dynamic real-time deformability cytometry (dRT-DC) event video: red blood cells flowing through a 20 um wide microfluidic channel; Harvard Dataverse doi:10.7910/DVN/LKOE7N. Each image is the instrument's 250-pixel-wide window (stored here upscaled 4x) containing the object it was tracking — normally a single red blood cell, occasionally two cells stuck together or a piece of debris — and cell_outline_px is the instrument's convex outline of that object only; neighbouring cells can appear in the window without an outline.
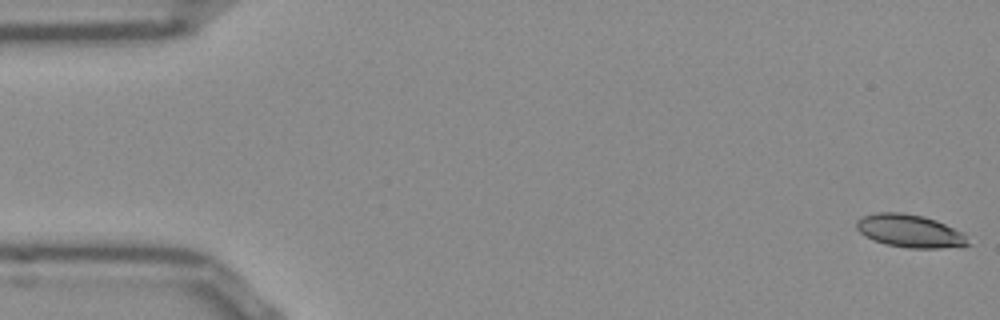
{"species": "Egyptian fruit bat (a non-hibernating species)", "species_latin": "Rousettus aegyptiacus", "temperature_condition": "room temperature", "stored_images_in_passage": 52, "camera_frame_rate_fps": 3000, "um_per_image_px": 0.085, "frame": {"image": 1, "passage_image": 1, "time_ms": 0.0, "image_size_px": [1000, 320], "cell_outline_px": [[968, 244], [940, 248], [908, 248], [888, 244], [872, 240], [864, 236], [856, 228], [856, 220], [864, 216], [876, 212], [900, 212], [924, 216], [936, 220], [960, 232], [964, 236]], "centroid_in_image_um": [77.24, 19.62], "position_along_channel_um": 7.8, "area_um2": 20.98}}
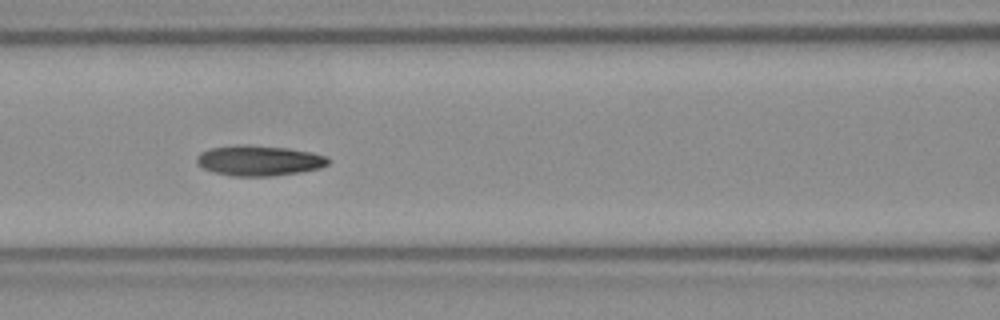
{"frame": {"image": 2, "passage_image": 22, "time_ms": 7.0, "image_size_px": [1000, 320], "cell_outline_px": [[332, 160], [328, 164], [320, 168], [300, 172], [272, 176], [232, 176], [212, 172], [196, 164], [196, 156], [200, 152], [208, 148], [288, 148], [312, 152], [324, 156]], "centroid_in_image_um": [22.04, 13.71], "position_along_channel_um": 144.6, "area_um2": 22.31}}
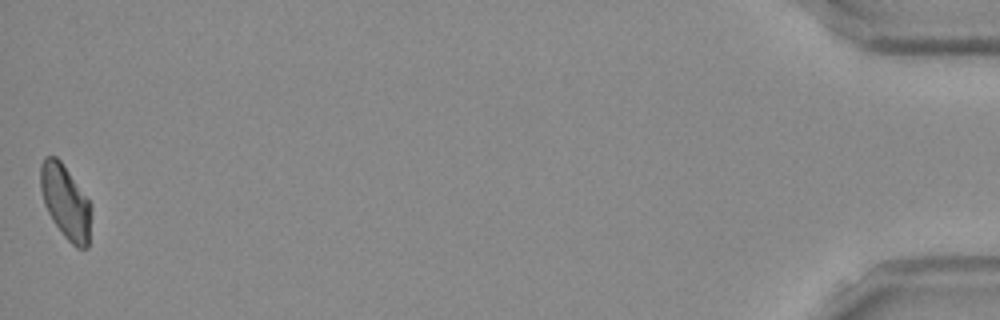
{"frame": {"image": 3, "passage_image": 52, "time_ms": 17.0, "image_size_px": [1000, 320], "cell_outline_px": [[88, 248], [76, 248], [64, 236], [52, 220], [44, 204], [40, 188], [40, 164], [44, 156], [56, 156], [60, 160], [88, 200]], "centroid_in_image_um": [5.49, 17.12], "position_along_channel_um": 429.7, "area_um2": 21.04}, "authors_computed_cell_mechanics": {"area_um2": 22.0507, "velocity_mm_per_s": 3.8621, "shape_relaxation_time_tau1_ms": null, "shape_relaxation_time_tau2_ms": 4.8563, "deformation_change_tau1": null, "deformation_change_tau2": 0.1131}}